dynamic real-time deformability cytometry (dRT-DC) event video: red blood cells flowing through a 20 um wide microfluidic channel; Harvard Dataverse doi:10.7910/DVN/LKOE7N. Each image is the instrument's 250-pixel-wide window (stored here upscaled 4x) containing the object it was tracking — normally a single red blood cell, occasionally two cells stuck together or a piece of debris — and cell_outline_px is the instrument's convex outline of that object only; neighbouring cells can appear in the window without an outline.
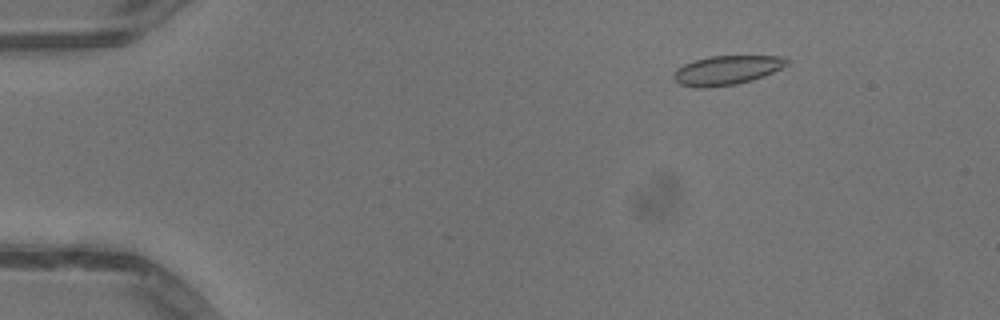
{"species": "common noctule bat (a hibernating species)", "species_latin": "Nyctalus noctula", "temperature_condition": "warm", "stored_images_in_passage": 52, "camera_frame_rate_fps": 3000, "um_per_image_px": 0.085, "animal": {"sex": "male", "body_mass_g": 13.3}, "frame": {"image": 1, "passage_image": 8, "time_ms": 2.333, "image_size_px": [1000, 320], "cell_outline_px": [[792, 60], [788, 64], [764, 76], [752, 80], [736, 84], [708, 88], [696, 88], [680, 84], [672, 76], [676, 68], [684, 64], [708, 56], [784, 56]], "centroid_in_image_um": [61.78, 5.97], "position_along_channel_um": 23.2, "area_um2": 19.36}}
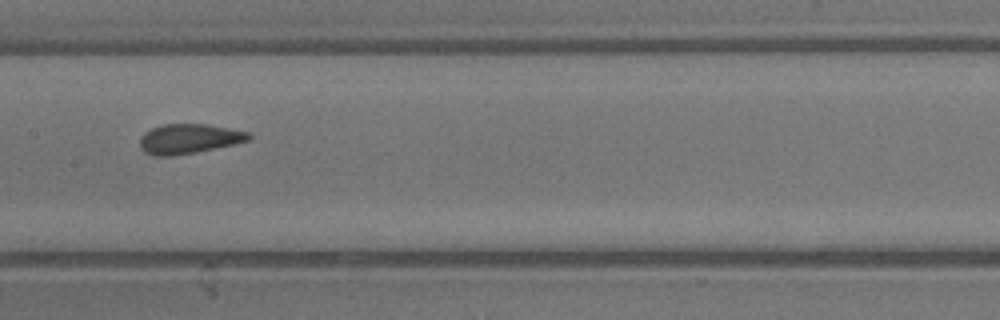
{"frame": {"image": 2, "passage_image": 27, "time_ms": 8.667, "image_size_px": [1000, 320], "cell_outline_px": [[252, 136], [248, 140], [232, 144], [196, 152], [172, 156], [152, 156], [144, 152], [140, 148], [140, 136], [144, 132], [152, 128], [164, 124], [208, 124], [248, 132]], "centroid_in_image_um": [16.0, 11.8], "position_along_channel_um": 191.4, "area_um2": 18.79}}
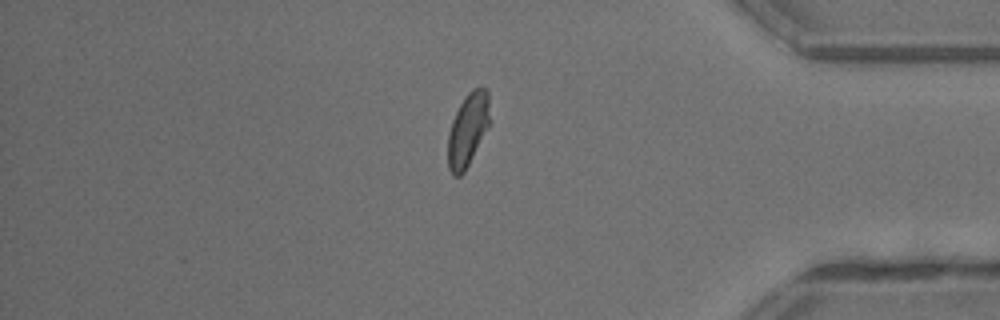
{"frame": {"image": 3, "passage_image": 44, "time_ms": 14.333, "image_size_px": [1000, 320], "cell_outline_px": [[492, 124], [464, 172], [460, 176], [452, 176], [448, 168], [448, 132], [452, 120], [464, 96], [472, 88], [484, 88], [488, 92]], "centroid_in_image_um": [39.8, 11.02], "position_along_channel_um": 395.4, "area_um2": 18.44}, "authors_computed_cell_mechanics": {"area_um2": 18.9295, "velocity_mm_per_s": 4.0788, "shape_relaxation_time_tau1_ms": 5.0609, "shape_relaxation_time_tau2_ms": 0.6157, "deformation_change_tau1": 0.1583, "deformation_change_tau2": 0.0674}}